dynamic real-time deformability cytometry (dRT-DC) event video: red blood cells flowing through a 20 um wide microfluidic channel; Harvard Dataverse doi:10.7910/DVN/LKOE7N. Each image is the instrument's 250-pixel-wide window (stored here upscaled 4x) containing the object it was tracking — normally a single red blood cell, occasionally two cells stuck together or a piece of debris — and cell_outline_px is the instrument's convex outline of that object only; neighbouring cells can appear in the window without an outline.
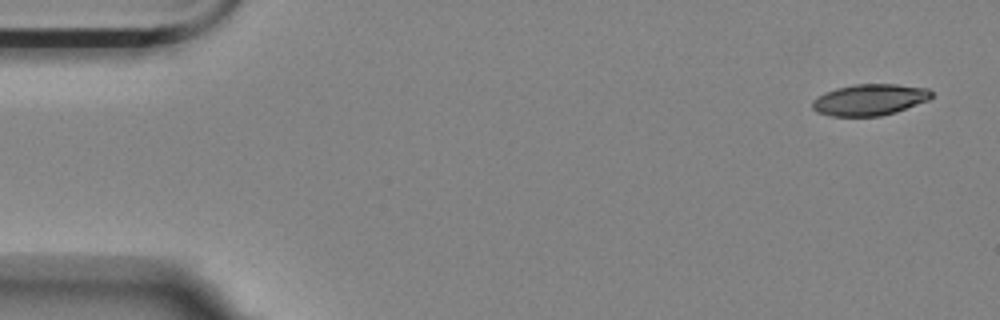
{"species": "Egyptian fruit bat (a non-hibernating species)", "species_latin": "Rousettus aegyptiacus", "temperature_condition": "room temperature", "stored_images_in_passage": 3, "camera_frame_rate_fps": 3000, "um_per_image_px": 0.085, "animal": {"sex": "female"}, "frame": {"image": 1, "passage_image": 1, "time_ms": 0.0, "image_size_px": [1000, 320], "cell_outline_px": [[932, 96], [928, 100], [896, 112], [880, 116], [832, 116], [816, 112], [812, 108], [812, 100], [836, 88], [856, 84], [896, 84], [928, 88], [932, 92]], "centroid_in_image_um": [73.93, 8.48], "position_along_channel_um": 11.1, "area_um2": 21.62}}